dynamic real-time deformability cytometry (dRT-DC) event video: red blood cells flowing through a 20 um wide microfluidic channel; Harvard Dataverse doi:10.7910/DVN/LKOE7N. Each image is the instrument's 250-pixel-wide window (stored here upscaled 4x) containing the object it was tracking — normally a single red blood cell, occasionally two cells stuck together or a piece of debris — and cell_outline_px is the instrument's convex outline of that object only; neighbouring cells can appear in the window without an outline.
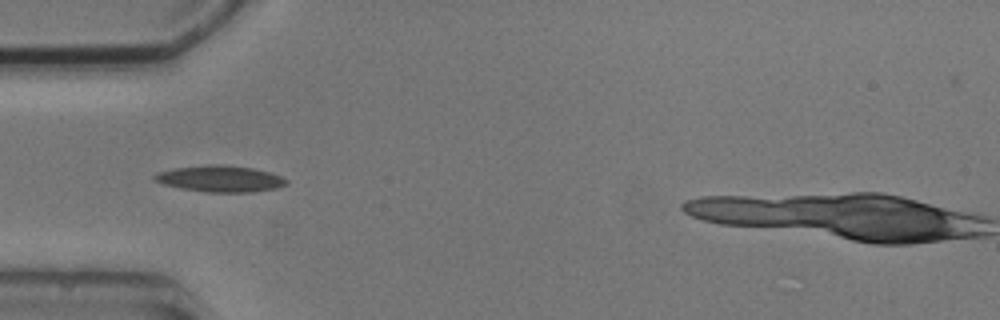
{"species": "common noctule bat (a hibernating species)", "species_latin": "Nyctalus noctula", "temperature_condition": "cold", "stored_images_in_passage": 9, "camera_frame_rate_fps": 3000, "um_per_image_px": 0.085, "animal": {"sex": "male", "body_mass_g": 20.5, "forearm_length_mm": 52.5}, "frame": {"image": 1, "passage_image": 4, "time_ms": 3.667, "image_size_px": [1000, 320], "cell_outline_px": [[288, 184], [276, 188], [252, 192], [208, 192], [180, 188], [164, 184], [152, 180], [152, 176], [156, 172], [176, 168], [208, 164], [224, 164], [252, 168], [268, 172], [280, 176], [288, 180]], "centroid_in_image_um": [18.69, 15.19], "position_along_channel_um": 66.3, "area_um2": 20.29}}